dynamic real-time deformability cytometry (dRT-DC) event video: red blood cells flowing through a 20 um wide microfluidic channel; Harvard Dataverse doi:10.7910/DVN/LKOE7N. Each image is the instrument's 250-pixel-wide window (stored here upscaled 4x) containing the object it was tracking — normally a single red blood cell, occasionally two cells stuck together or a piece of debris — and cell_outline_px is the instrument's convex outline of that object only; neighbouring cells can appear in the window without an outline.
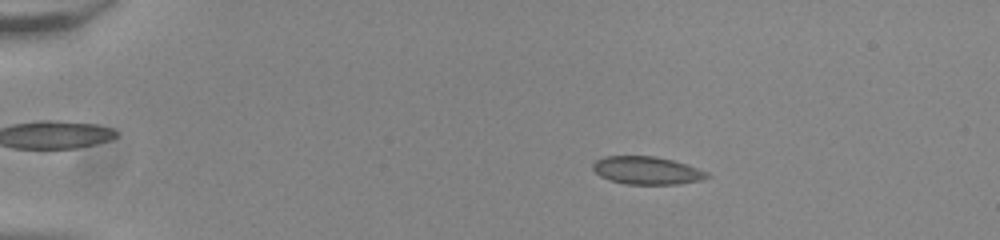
{"species": "common noctule bat (a hibernating species)", "species_latin": "Nyctalus noctula", "temperature_condition": "room temperature", "stored_images_in_passage": 54, "camera_frame_rate_fps": 3000, "um_per_image_px": 0.085, "animal": {"sex": "male", "body_mass_g": 20.0, "forearm_length_mm": 53.3}, "frame": {"image": 1, "passage_image": 10, "time_ms": 3.0, "image_size_px": [1000, 240], "cell_outline_px": [[712, 176], [704, 180], [680, 184], [624, 184], [608, 180], [600, 176], [592, 168], [592, 164], [596, 160], [604, 156], [656, 156], [672, 160], [708, 172]], "centroid_in_image_um": [54.99, 14.5], "position_along_channel_um": 30.0, "area_um2": 18.67}}
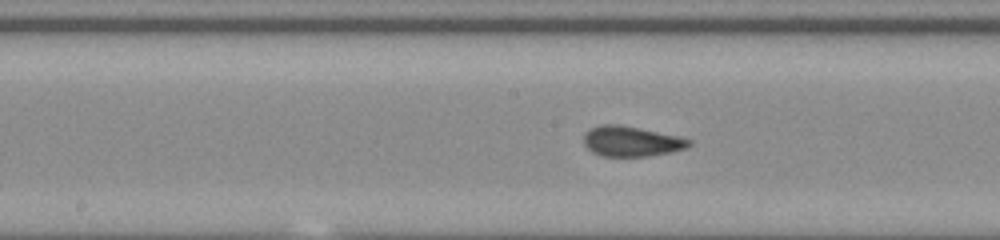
{"frame": {"image": 2, "passage_image": 29, "time_ms": 9.333, "image_size_px": [1000, 240], "cell_outline_px": [[692, 144], [688, 148], [672, 152], [648, 156], [600, 156], [592, 152], [584, 144], [584, 132], [592, 128], [604, 124], [620, 124], [676, 136], [692, 140]], "centroid_in_image_um": [53.67, 12.02], "position_along_channel_um": 194.5, "area_um2": 18.5}}
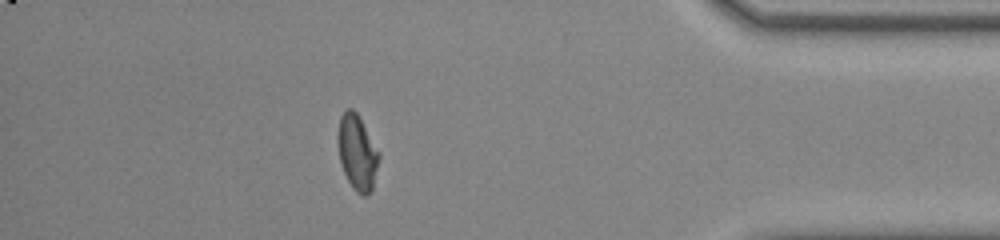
{"frame": {"image": 3, "passage_image": 48, "time_ms": 15.667, "image_size_px": [1000, 240], "cell_outline_px": [[380, 156], [372, 192], [368, 196], [364, 196], [356, 192], [352, 188], [344, 172], [340, 160], [336, 140], [336, 136], [340, 116], [348, 108], [352, 108], [356, 112], [380, 152]], "centroid_in_image_um": [30.36, 12.98], "position_along_channel_um": 404.8, "area_um2": 18.26}}